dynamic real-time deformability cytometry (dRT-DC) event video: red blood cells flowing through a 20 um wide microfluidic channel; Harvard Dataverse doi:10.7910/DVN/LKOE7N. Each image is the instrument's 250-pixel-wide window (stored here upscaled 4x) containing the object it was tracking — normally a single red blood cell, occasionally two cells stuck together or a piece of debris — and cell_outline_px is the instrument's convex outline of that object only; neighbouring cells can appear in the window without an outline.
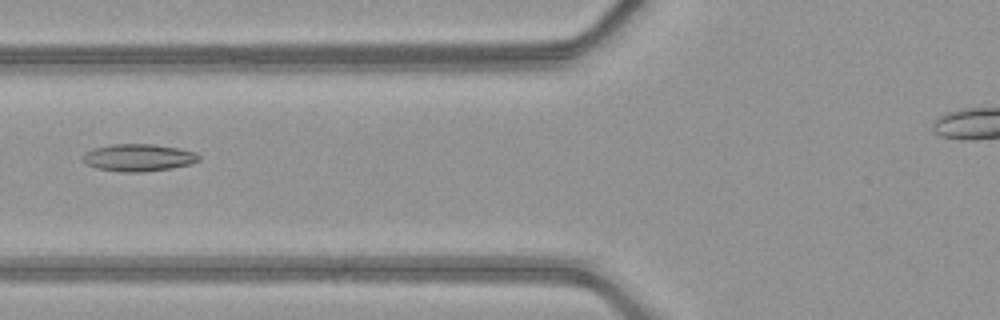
{"species": "common noctule bat (a hibernating species)", "species_latin": "Nyctalus noctula", "temperature_condition": "warm", "stored_images_in_passage": 48, "camera_frame_rate_fps": 3000, "um_per_image_px": 0.085, "animal": {"sex": "female", "body_mass_g": 21.9}, "frame": {"image": 1, "passage_image": 22, "time_ms": 7.0, "image_size_px": [1000, 320], "cell_outline_px": [[200, 160], [188, 164], [172, 168], [140, 172], [124, 172], [96, 168], [88, 164], [84, 160], [84, 156], [92, 148], [112, 144], [152, 144], [180, 148], [196, 152], [200, 156]], "centroid_in_image_um": [11.81, 13.39], "position_along_channel_um": 114.0, "area_um2": 18.26}}
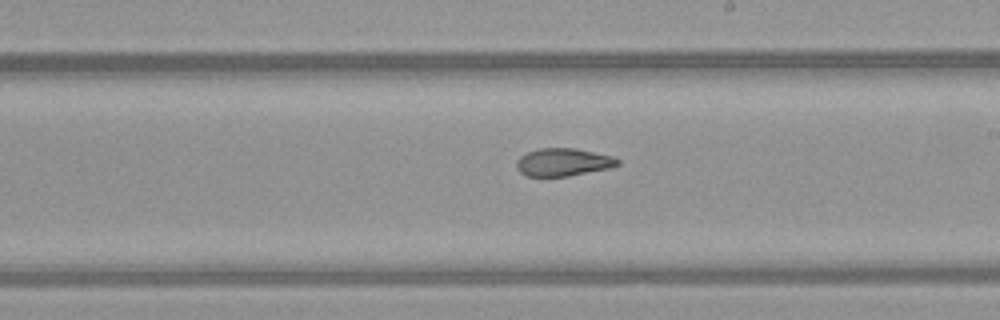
{"frame": {"image": 2, "passage_image": 31, "time_ms": 10.0, "image_size_px": [1000, 320], "cell_outline_px": [[620, 164], [608, 168], [568, 176], [528, 176], [520, 172], [516, 168], [516, 160], [520, 156], [528, 152], [540, 148], [576, 148], [612, 156], [620, 160]], "centroid_in_image_um": [47.85, 13.78], "position_along_channel_um": 241.1, "area_um2": 16.3}}
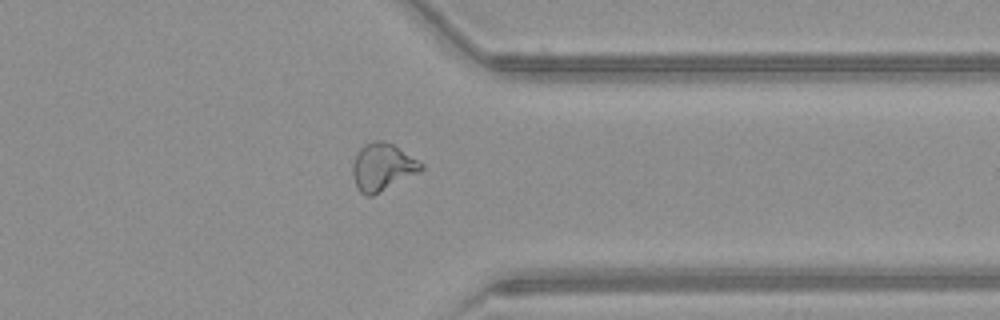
{"frame": {"image": 3, "passage_image": 41, "time_ms": 13.333, "image_size_px": [1000, 320], "cell_outline_px": [[424, 168], [420, 172], [372, 196], [368, 196], [360, 192], [356, 188], [352, 176], [352, 164], [360, 148], [364, 144], [376, 140], [384, 140], [392, 144], [424, 164]], "centroid_in_image_um": [32.49, 14.21], "position_along_channel_um": 378.9, "area_um2": 18.9}, "authors_computed_cell_mechanics": {"area_um2": 18.9295, "velocity_mm_per_s": 4.2159, "shape_relaxation_time_tau1_ms": null, "shape_relaxation_time_tau2_ms": 2.7993, "deformation_change_tau1": null, "deformation_change_tau2": 0.0957}}